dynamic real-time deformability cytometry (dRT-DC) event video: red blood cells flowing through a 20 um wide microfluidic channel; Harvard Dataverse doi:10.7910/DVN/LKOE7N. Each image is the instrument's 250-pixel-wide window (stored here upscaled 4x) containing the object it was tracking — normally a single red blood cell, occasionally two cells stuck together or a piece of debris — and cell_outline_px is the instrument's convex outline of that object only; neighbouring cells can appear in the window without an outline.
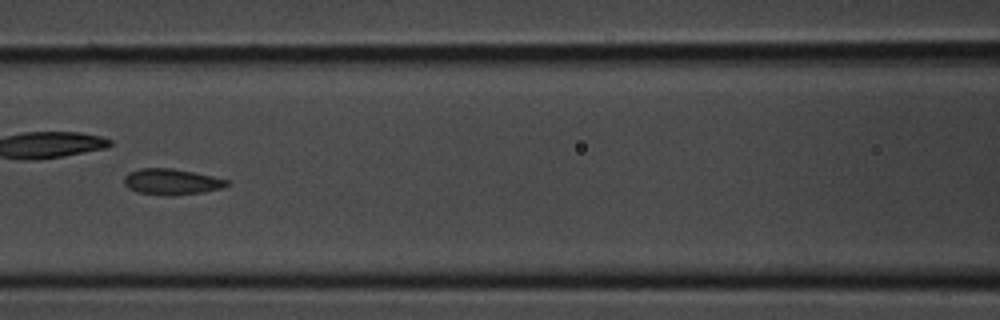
{"species": "common noctule bat (a hibernating species)", "species_latin": "Nyctalus noctula", "temperature_condition": "room temperature", "stored_images_in_passage": 30, "camera_frame_rate_fps": 3000, "um_per_image_px": 0.085, "animal": {"sex": "male", "body_mass_g": 20.1, "forearm_length_mm": 53.5}, "frame": {"image": 1, "passage_image": 9, "time_ms": 2.667, "image_size_px": [1000, 320], "cell_outline_px": [[232, 184], [224, 188], [200, 192], [136, 192], [128, 188], [124, 184], [124, 176], [128, 172], [140, 168], [172, 168], [212, 176], [228, 180]], "centroid_in_image_um": [14.59, 15.38], "position_along_channel_um": 152.0, "area_um2": 14.68}}